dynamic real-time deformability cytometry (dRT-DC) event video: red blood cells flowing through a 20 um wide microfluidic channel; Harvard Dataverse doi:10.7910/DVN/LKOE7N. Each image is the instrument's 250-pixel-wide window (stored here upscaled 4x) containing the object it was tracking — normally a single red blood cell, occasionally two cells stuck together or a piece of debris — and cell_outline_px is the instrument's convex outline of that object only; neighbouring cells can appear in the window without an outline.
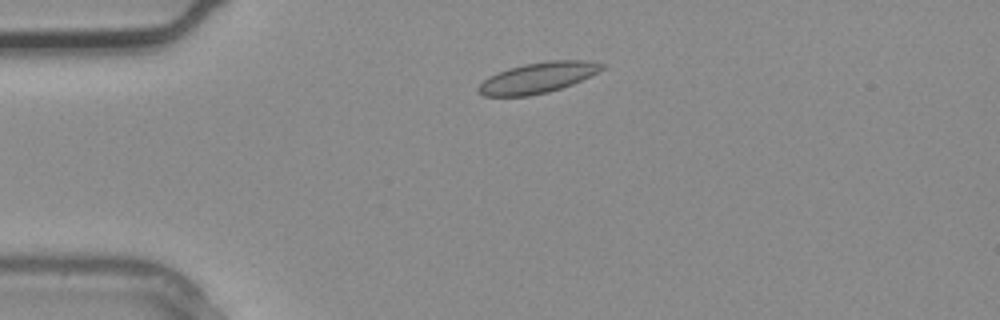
{"species": "common noctule bat (a hibernating species)", "species_latin": "Nyctalus noctula", "temperature_condition": "warm", "stored_images_in_passage": 2, "camera_frame_rate_fps": 3000, "um_per_image_px": 0.085, "animal": {"sex": "male", "body_mass_g": 20.4}, "frame": {"image": 1, "passage_image": 1, "time_ms": 0.0, "image_size_px": [1000, 320], "cell_outline_px": [[604, 68], [600, 72], [572, 84], [548, 92], [528, 96], [484, 96], [476, 92], [476, 88], [488, 76], [508, 68], [524, 64], [548, 60], [588, 60], [604, 64]], "centroid_in_image_um": [45.71, 6.6], "position_along_channel_um": 39.3, "area_um2": 22.2}}
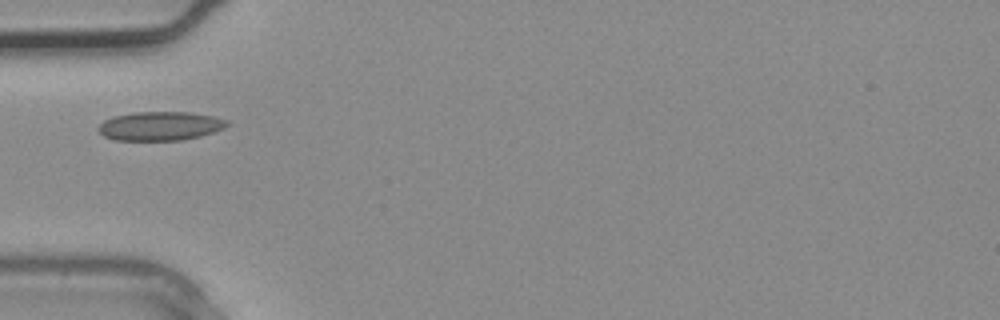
{"frame": {"image": 2, "passage_image": 2, "time_ms": 0.333, "image_size_px": [1000, 320], "cell_outline_px": [[232, 124], [224, 128], [200, 136], [180, 140], [116, 140], [104, 136], [96, 128], [104, 120], [112, 116], [136, 112], [188, 112], [212, 116], [228, 120]], "centroid_in_image_um": [13.61, 10.71], "position_along_channel_um": 71.4, "area_um2": 21.68}}